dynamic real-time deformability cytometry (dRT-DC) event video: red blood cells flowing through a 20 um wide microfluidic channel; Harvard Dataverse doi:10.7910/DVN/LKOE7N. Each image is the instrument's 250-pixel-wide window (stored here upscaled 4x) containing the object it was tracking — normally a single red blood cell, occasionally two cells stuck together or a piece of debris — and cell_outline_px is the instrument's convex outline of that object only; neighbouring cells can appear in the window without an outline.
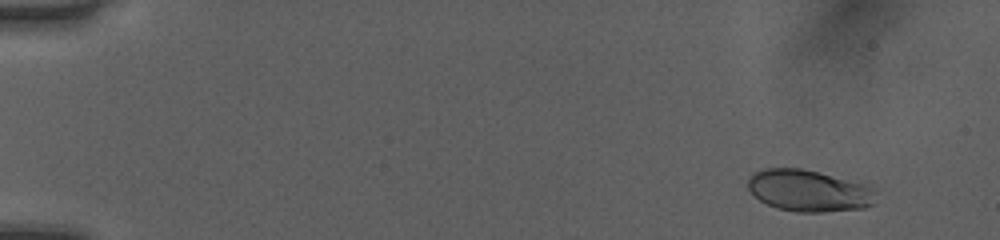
{"species": "human", "species_latin": "Homo sapiens", "temperature_condition": "room temperature", "stored_images_in_passage": 48, "camera_frame_rate_fps": 3000, "um_per_image_px": 0.085, "donor": {"sex": "female"}, "frame": {"image": 1, "passage_image": 1, "time_ms": 0.0, "image_size_px": [1000, 240], "cell_outline_px": [[876, 204], [864, 208], [824, 212], [796, 212], [776, 208], [760, 200], [748, 188], [748, 176], [752, 172], [764, 168], [800, 168], [868, 180], [876, 188]], "centroid_in_image_um": [68.9, 16.17], "position_along_channel_um": 16.1, "area_um2": 32.6}}
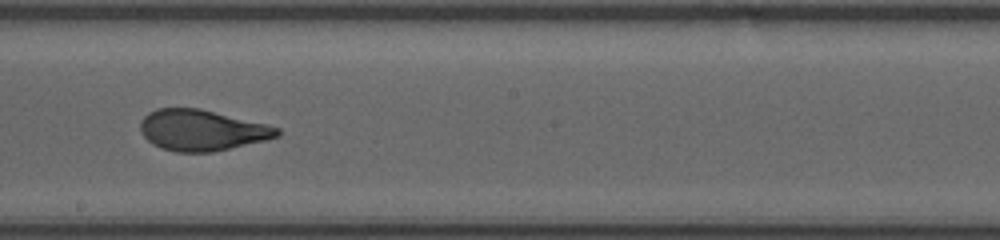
{"frame": {"image": 2, "passage_image": 27, "time_ms": 8.667, "image_size_px": [1000, 240], "cell_outline_px": [[280, 136], [264, 140], [212, 152], [176, 152], [160, 148], [152, 144], [140, 132], [140, 120], [148, 112], [156, 108], [200, 108], [268, 124], [280, 128]], "centroid_in_image_um": [17.13, 11.06], "position_along_channel_um": 231.1, "area_um2": 32.77}}
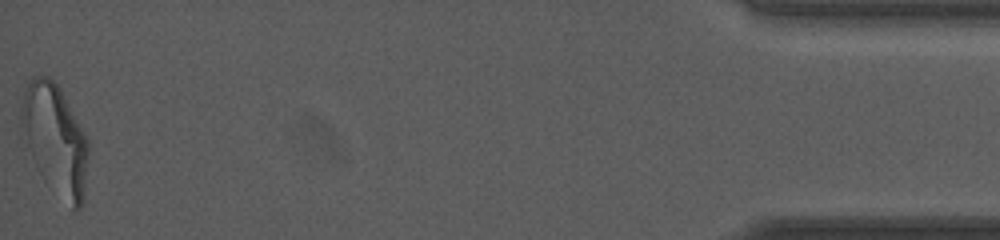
{"frame": {"image": 3, "passage_image": 48, "time_ms": 15.667, "image_size_px": [1000, 240], "cell_outline_px": [[88, 152], [84, 200], [80, 208], [72, 208], [36, 164], [20, 136], [20, 108], [24, 92], [28, 80], [32, 76], [48, 76], [60, 88], [84, 132], [88, 140]], "centroid_in_image_um": [4.66, 11.75], "position_along_channel_um": 430.5, "area_um2": 42.19}, "authors_computed_cell_mechanics": {"area_um2": 32.7726, "velocity_mm_per_s": 4.0782, "shape_relaxation_time_tau1_ms": 5.1573, "shape_relaxation_time_tau2_ms": 0.8886, "deformation_change_tau1": 0.1911, "deformation_change_tau2": 0.0666}}